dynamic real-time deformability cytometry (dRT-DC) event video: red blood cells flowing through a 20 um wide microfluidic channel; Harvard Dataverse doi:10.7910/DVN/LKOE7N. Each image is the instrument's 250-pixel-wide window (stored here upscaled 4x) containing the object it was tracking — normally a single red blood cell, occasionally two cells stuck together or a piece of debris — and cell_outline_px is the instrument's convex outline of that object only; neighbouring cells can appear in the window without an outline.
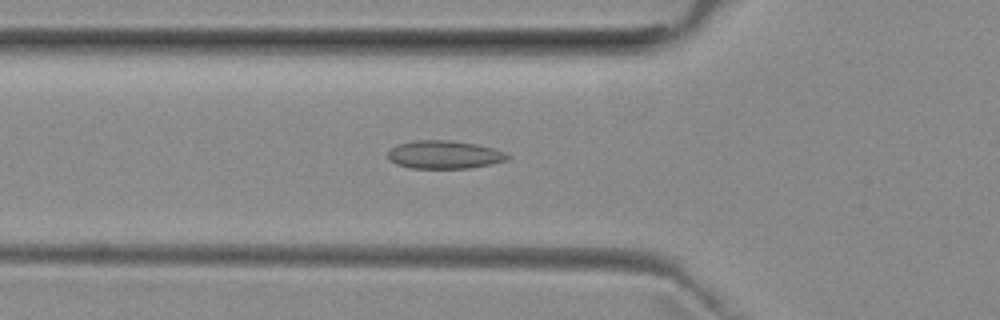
{"species": "common noctule bat (a hibernating species)", "species_latin": "Nyctalus noctula", "temperature_condition": "room temperature", "stored_images_in_passage": 38, "camera_frame_rate_fps": 3000, "um_per_image_px": 0.085, "animal": {"sex": "female", "body_mass_g": 29.2, "forearm_length_mm": 56.3}, "frame": {"image": 1, "passage_image": 3, "time_ms": 0.667, "image_size_px": [1000, 320], "cell_outline_px": [[512, 156], [508, 160], [492, 164], [468, 168], [412, 168], [396, 164], [388, 156], [388, 152], [396, 144], [416, 140], [448, 140], [476, 144], [496, 148], [508, 152]], "centroid_in_image_um": [37.85, 13.14], "position_along_channel_um": 88.0, "area_um2": 19.77}}
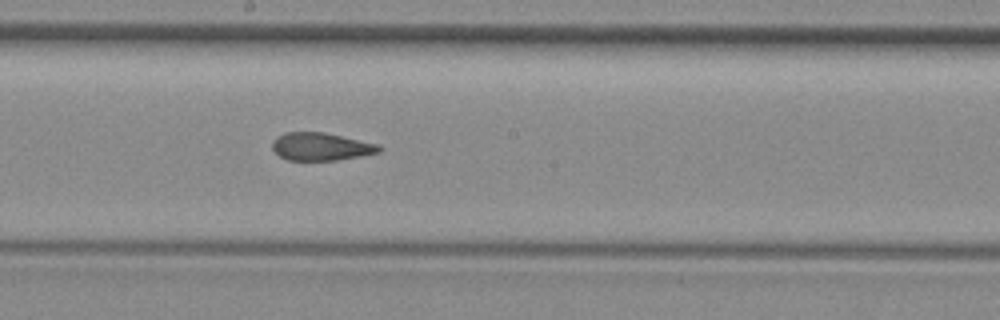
{"frame": {"image": 2, "passage_image": 13, "time_ms": 4.0, "image_size_px": [1000, 320], "cell_outline_px": [[384, 148], [380, 152], [364, 156], [336, 160], [288, 160], [280, 156], [272, 148], [272, 140], [276, 136], [284, 132], [324, 132], [380, 144]], "centroid_in_image_um": [27.32, 12.45], "position_along_channel_um": 220.9, "area_um2": 17.57}}
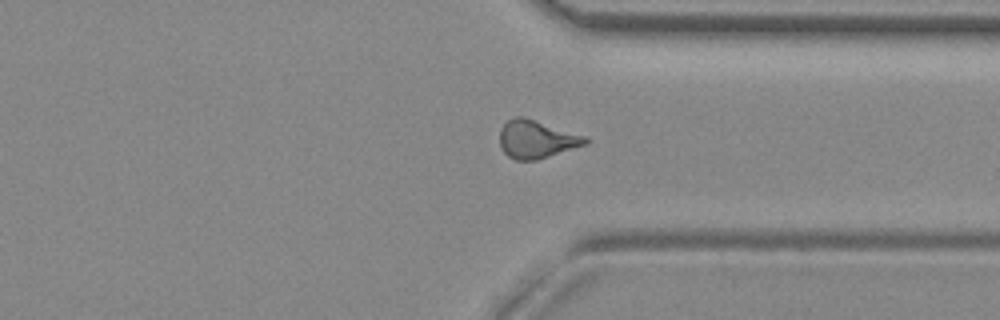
{"frame": {"image": 3, "passage_image": 24, "time_ms": 7.667, "image_size_px": [1000, 320], "cell_outline_px": [[588, 144], [536, 160], [516, 160], [508, 156], [500, 148], [500, 128], [508, 120], [516, 116], [524, 116], [588, 136]], "centroid_in_image_um": [45.62, 11.82], "position_along_channel_um": 365.8, "area_um2": 19.19}, "authors_computed_cell_mechanics": {"area_um2": 18.0625, "velocity_mm_per_s": 3.9746, "shape_relaxation_time_tau1_ms": null, "shape_relaxation_time_tau2_ms": 1.9467, "deformation_change_tau1": null, "deformation_change_tau2": 0.0944}}